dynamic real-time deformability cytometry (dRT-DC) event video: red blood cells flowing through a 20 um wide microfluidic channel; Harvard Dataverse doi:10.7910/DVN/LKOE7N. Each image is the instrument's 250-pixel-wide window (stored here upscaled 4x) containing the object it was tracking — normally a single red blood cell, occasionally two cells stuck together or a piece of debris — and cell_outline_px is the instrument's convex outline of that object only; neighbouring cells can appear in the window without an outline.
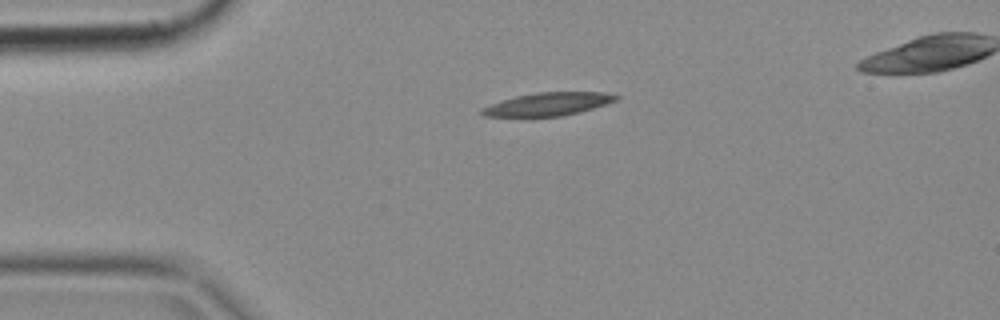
{"species": "common noctule bat (a hibernating species)", "species_latin": "Nyctalus noctula", "temperature_condition": "cold", "stored_images_in_passage": 40, "camera_frame_rate_fps": 3000, "um_per_image_px": 0.085, "animal": {"sex": "female", "body_mass_g": 18.4}, "frame": {"image": 1, "passage_image": 1, "time_ms": 0.0, "image_size_px": [1000, 320], "cell_outline_px": [[620, 96], [616, 100], [580, 112], [560, 116], [484, 116], [480, 112], [480, 108], [516, 96], [536, 92], [604, 92]], "centroid_in_image_um": [46.58, 8.84], "position_along_channel_um": 38.4, "area_um2": 17.69}}
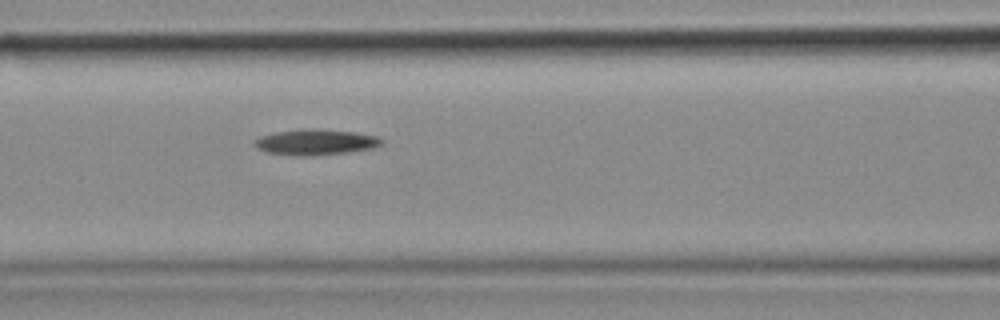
{"frame": {"image": 2, "passage_image": 11, "time_ms": 3.333, "image_size_px": [1000, 320], "cell_outline_px": [[384, 144], [372, 148], [344, 152], [312, 156], [296, 156], [268, 152], [256, 148], [252, 144], [260, 136], [280, 132], [308, 128], [356, 132], [376, 136], [384, 140]], "centroid_in_image_um": [26.84, 12.08], "position_along_channel_um": 139.8, "area_um2": 18.84}}
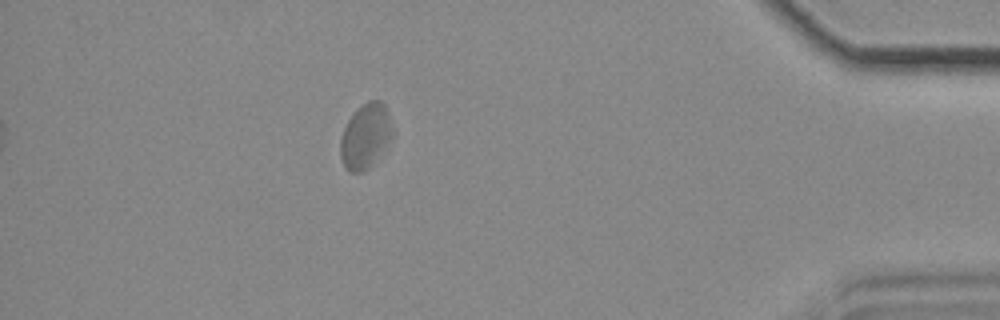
{"frame": {"image": 3, "passage_image": 35, "time_ms": 11.333, "image_size_px": [1000, 320], "cell_outline_px": [[392, 136], [368, 168], [360, 172], [348, 172], [344, 168], [340, 156], [340, 140], [344, 128], [348, 120], [368, 100], [380, 100], [384, 104], [388, 112], [392, 128]], "centroid_in_image_um": [31.03, 11.58], "position_along_channel_um": 404.2, "area_um2": 19.13}}